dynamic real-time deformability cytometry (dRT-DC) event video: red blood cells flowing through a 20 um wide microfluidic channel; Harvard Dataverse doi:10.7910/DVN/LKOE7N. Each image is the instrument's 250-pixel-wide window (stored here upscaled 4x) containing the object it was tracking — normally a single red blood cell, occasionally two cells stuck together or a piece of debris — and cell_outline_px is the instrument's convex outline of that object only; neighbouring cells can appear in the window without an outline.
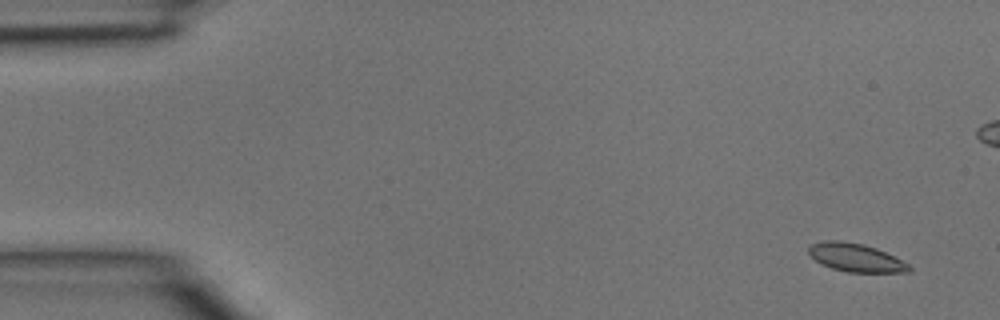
{"species": "common noctule bat (a hibernating species)", "species_latin": "Nyctalus noctula", "temperature_condition": "room temperature", "stored_images_in_passage": 4, "camera_frame_rate_fps": 3000, "um_per_image_px": 0.085, "animal": {"sex": "male", "body_mass_g": 15.6}, "frame": {"image": 1, "passage_image": 1, "time_ms": 0.0, "image_size_px": [1000, 320], "cell_outline_px": [[912, 268], [908, 272], [848, 272], [832, 268], [816, 260], [808, 252], [808, 248], [812, 244], [824, 240], [840, 240], [864, 244], [876, 248], [908, 264]], "centroid_in_image_um": [72.72, 21.88], "position_along_channel_um": 12.3, "area_um2": 16.24}}